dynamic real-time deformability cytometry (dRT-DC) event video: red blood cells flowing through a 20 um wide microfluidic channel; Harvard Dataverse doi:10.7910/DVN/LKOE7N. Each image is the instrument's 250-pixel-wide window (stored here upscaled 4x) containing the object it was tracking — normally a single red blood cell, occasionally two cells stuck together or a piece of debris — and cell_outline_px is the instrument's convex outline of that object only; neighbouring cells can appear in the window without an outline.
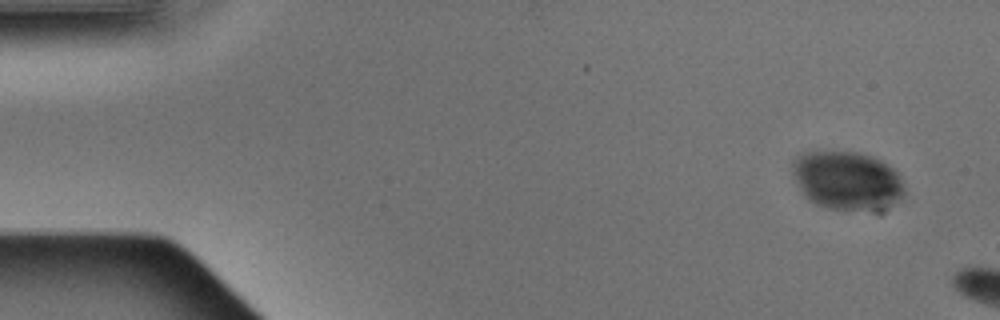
{"species": "Egyptian fruit bat (a non-hibernating species)", "species_latin": "Rousettus aegyptiacus", "temperature_condition": "warm", "stored_images_in_passage": 2, "camera_frame_rate_fps": 3000, "um_per_image_px": 0.085, "animal": {"sex": "male"}, "frame": {"image": 1, "passage_image": 1, "time_ms": 0.0, "image_size_px": [1000, 320], "cell_outline_px": [[904, 196], [900, 200], [880, 212], [876, 212], [828, 208], [816, 204], [804, 196], [792, 172], [792, 160], [800, 152], [816, 148], [856, 152], [872, 156], [880, 160], [892, 168], [900, 176], [904, 188]], "centroid_in_image_um": [71.98, 15.32], "position_along_channel_um": 13.0, "area_um2": 39.54}}